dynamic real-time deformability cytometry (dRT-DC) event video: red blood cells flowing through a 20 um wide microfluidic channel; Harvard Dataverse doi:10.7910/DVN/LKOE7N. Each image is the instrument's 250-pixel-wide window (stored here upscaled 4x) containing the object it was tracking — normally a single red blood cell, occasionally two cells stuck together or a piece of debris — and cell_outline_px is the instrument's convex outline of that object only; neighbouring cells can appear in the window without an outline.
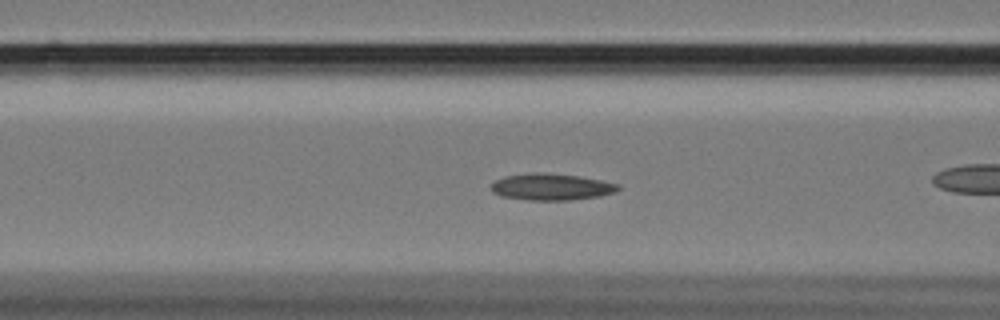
{"species": "Egyptian fruit bat (a non-hibernating species)", "species_latin": "Rousettus aegyptiacus", "temperature_condition": "cold", "stored_images_in_passage": 56, "camera_frame_rate_fps": 3000, "um_per_image_px": 0.085, "animal": {"sex": "female"}, "frame": {"image": 1, "passage_image": 20, "time_ms": 6.333, "image_size_px": [1000, 320], "cell_outline_px": [[620, 188], [616, 192], [600, 196], [572, 200], [528, 200], [500, 196], [492, 192], [492, 184], [496, 180], [504, 176], [532, 172], [548, 172], [580, 176], [620, 184]], "centroid_in_image_um": [46.88, 15.88], "position_along_channel_um": 119.7, "area_um2": 19.94}}
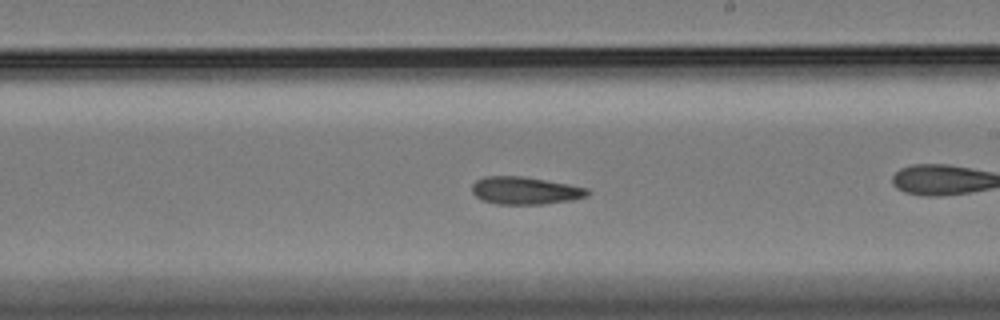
{"frame": {"image": 2, "passage_image": 31, "time_ms": 10.0, "image_size_px": [1000, 320], "cell_outline_px": [[588, 196], [572, 200], [544, 204], [496, 204], [480, 200], [472, 192], [472, 184], [476, 180], [484, 176], [520, 176], [568, 184], [588, 188]], "centroid_in_image_um": [44.6, 16.2], "position_along_channel_um": 244.4, "area_um2": 18.55}}
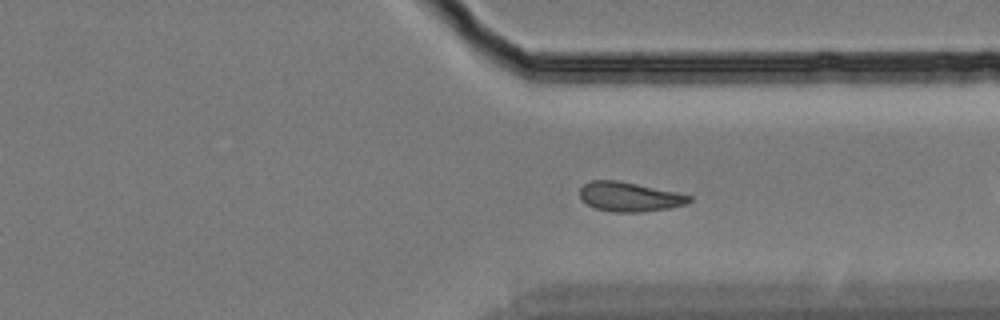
{"frame": {"image": 3, "passage_image": 41, "time_ms": 13.333, "image_size_px": [1000, 320], "cell_outline_px": [[692, 200], [688, 204], [668, 208], [640, 212], [612, 212], [596, 208], [588, 204], [580, 196], [580, 188], [584, 184], [592, 180], [616, 180], [676, 192], [692, 196]], "centroid_in_image_um": [53.52, 16.73], "position_along_channel_um": 357.9, "area_um2": 18.55}, "authors_computed_cell_mechanics": {"area_um2": 18.8717, "velocity_mm_per_s": 3.3975, "shape_relaxation_time_tau1_ms": null, "shape_relaxation_time_tau2_ms": 9.4567, "deformation_change_tau1": null, "deformation_change_tau2": 0.164}}